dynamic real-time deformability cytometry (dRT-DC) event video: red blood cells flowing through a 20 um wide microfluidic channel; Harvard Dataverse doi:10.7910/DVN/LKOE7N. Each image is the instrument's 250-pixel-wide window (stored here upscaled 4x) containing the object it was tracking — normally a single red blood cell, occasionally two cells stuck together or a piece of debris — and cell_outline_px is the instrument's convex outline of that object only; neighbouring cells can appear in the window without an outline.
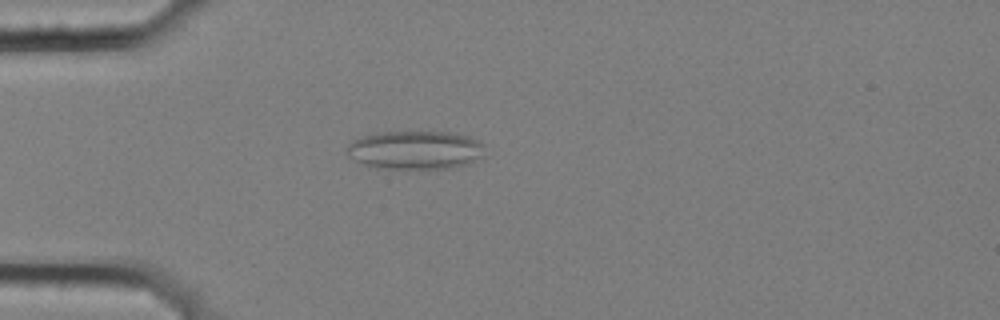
{"species": "common noctule bat (a hibernating species)", "species_latin": "Nyctalus noctula", "temperature_condition": "cold", "stored_images_in_passage": 3, "camera_frame_rate_fps": 3000, "um_per_image_px": 0.085, "animal": {"sex": "female", "body_mass_g": 25.1}, "frame": {"image": 1, "passage_image": 3, "time_ms": 0.667, "image_size_px": [1000, 320], "cell_outline_px": [[484, 156], [464, 164], [448, 168], [376, 168], [364, 164], [348, 156], [348, 144], [352, 140], [364, 136], [380, 132], [456, 132], [468, 136], [484, 144]], "centroid_in_image_um": [35.31, 12.74], "position_along_channel_um": 49.7, "area_um2": 30.75}}